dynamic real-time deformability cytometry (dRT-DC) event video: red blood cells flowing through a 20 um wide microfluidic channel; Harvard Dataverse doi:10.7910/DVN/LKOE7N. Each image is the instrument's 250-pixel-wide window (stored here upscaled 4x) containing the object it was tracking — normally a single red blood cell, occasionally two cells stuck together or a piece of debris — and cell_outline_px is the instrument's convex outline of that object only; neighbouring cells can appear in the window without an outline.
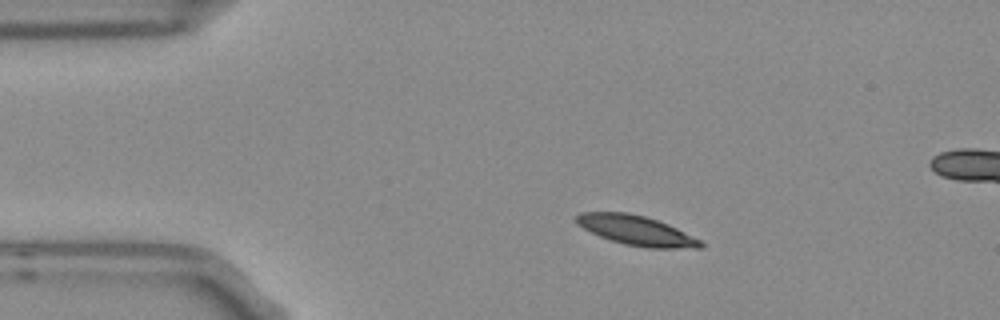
{"species": "Egyptian fruit bat (a non-hibernating species)", "species_latin": "Rousettus aegyptiacus", "temperature_condition": "room temperature", "stored_images_in_passage": 4, "camera_frame_rate_fps": 3000, "um_per_image_px": 0.085, "frame": {"image": 1, "passage_image": 2, "time_ms": 0.333, "image_size_px": [1000, 320], "cell_outline_px": [[704, 248], [644, 248], [624, 244], [600, 236], [576, 224], [576, 216], [580, 212], [628, 212], [644, 216], [668, 224], [700, 240], [704, 244]], "centroid_in_image_um": [54.09, 19.59], "position_along_channel_um": 30.9, "area_um2": 21.33}}